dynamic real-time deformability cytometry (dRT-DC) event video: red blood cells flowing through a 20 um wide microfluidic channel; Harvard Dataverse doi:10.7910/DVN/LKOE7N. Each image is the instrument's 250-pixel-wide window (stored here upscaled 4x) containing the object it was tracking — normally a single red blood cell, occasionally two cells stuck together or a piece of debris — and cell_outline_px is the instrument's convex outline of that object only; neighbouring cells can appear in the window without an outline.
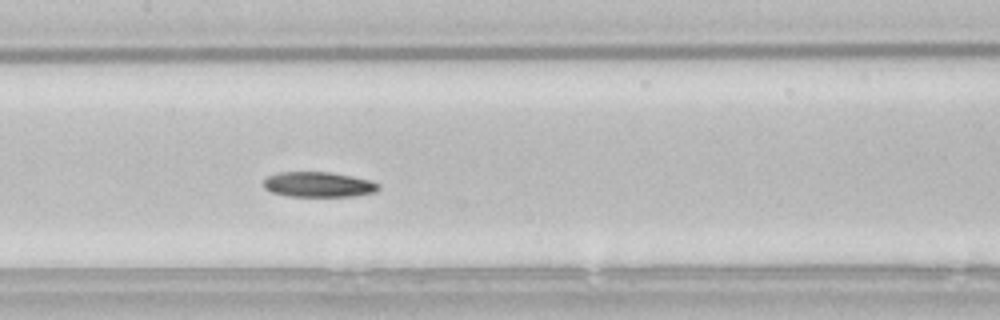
{"species": "common noctule bat (a hibernating species)", "species_latin": "Nyctalus noctula", "temperature_condition": "room temperature", "stored_images_in_passage": 32, "camera_frame_rate_fps": 3000, "um_per_image_px": 0.085, "animal": {"sex": "male", "body_mass_g": 21.5, "forearm_length_mm": 52.0}, "frame": {"image": 1, "passage_image": 14, "time_ms": 4.333, "image_size_px": [1000, 320], "cell_outline_px": [[380, 188], [376, 192], [356, 196], [288, 196], [272, 192], [264, 188], [264, 180], [268, 176], [276, 172], [328, 172], [352, 176], [372, 180], [380, 184]], "centroid_in_image_um": [27.1, 15.68], "position_along_channel_um": 180.3, "area_um2": 16.99}, "authors_computed_cell_mechanics": {"area_um2": 17.3978, "velocity_mm_per_s": 3.7946, "shape_relaxation_time_tau1_ms": null, "shape_relaxation_time_tau2_ms": 9.9154, "deformation_change_tau1": null, "deformation_change_tau2": 0.1497}}